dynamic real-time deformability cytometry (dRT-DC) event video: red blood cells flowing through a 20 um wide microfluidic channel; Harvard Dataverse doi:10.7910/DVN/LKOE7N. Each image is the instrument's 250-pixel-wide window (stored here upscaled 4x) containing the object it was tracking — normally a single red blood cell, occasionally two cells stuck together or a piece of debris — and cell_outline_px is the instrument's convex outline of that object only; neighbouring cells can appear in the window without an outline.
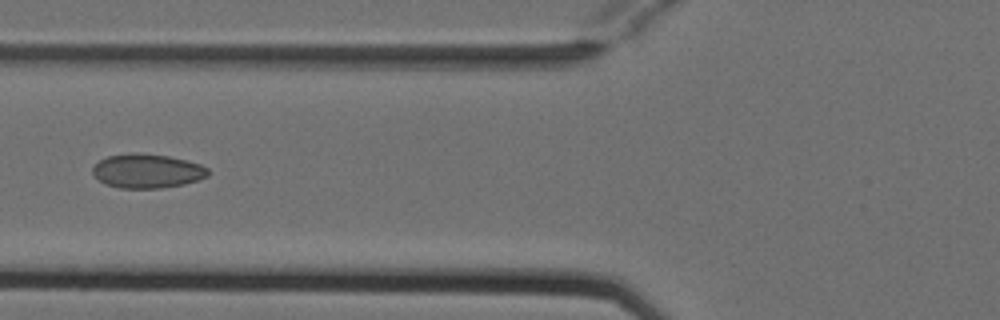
{"species": "Egyptian fruit bat (a non-hibernating species)", "species_latin": "Rousettus aegyptiacus", "temperature_condition": "cold", "stored_images_in_passage": 5, "camera_frame_rate_fps": 3000, "um_per_image_px": 0.085, "animal": {"sex": "female"}, "frame": {"image": 1, "passage_image": 5, "time_ms": 1.333, "image_size_px": [1000, 320], "cell_outline_px": [[208, 176], [184, 184], [160, 188], [120, 188], [108, 184], [100, 180], [92, 172], [92, 168], [100, 160], [108, 156], [128, 152], [136, 152], [168, 156], [188, 160], [200, 164], [208, 168]], "centroid_in_image_um": [12.52, 14.52], "position_along_channel_um": 113.3, "area_um2": 22.89}}